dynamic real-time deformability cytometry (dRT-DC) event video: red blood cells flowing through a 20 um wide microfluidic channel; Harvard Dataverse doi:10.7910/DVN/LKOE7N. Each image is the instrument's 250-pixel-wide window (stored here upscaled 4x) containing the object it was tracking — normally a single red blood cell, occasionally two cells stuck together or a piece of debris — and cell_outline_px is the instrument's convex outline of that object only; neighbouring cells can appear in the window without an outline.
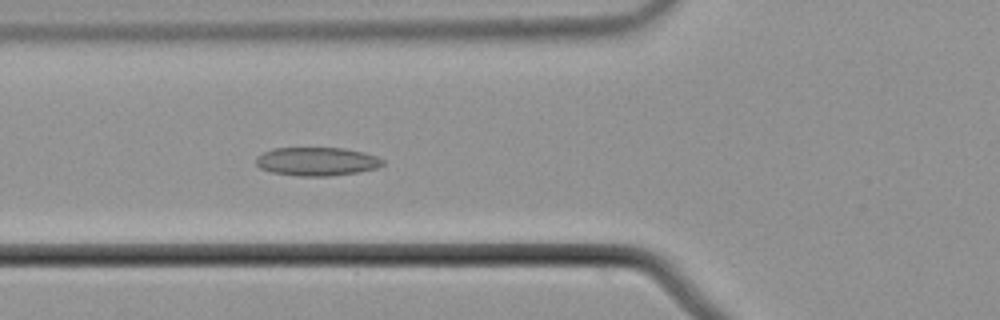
{"species": "common noctule bat (a hibernating species)", "species_latin": "Nyctalus noctula", "temperature_condition": "cold", "stored_images_in_passage": 43, "camera_frame_rate_fps": 3000, "um_per_image_px": 0.085, "animal": {"sex": "male", "body_mass_g": 21.5, "forearm_length_mm": 52.0}, "frame": {"image": 1, "passage_image": 8, "time_ms": 2.333, "image_size_px": [1000, 320], "cell_outline_px": [[384, 164], [376, 168], [356, 172], [328, 176], [300, 176], [272, 172], [260, 168], [256, 164], [256, 156], [272, 148], [344, 148], [364, 152], [376, 156], [384, 160]], "centroid_in_image_um": [26.92, 13.72], "position_along_channel_um": 98.9, "area_um2": 20.98}}
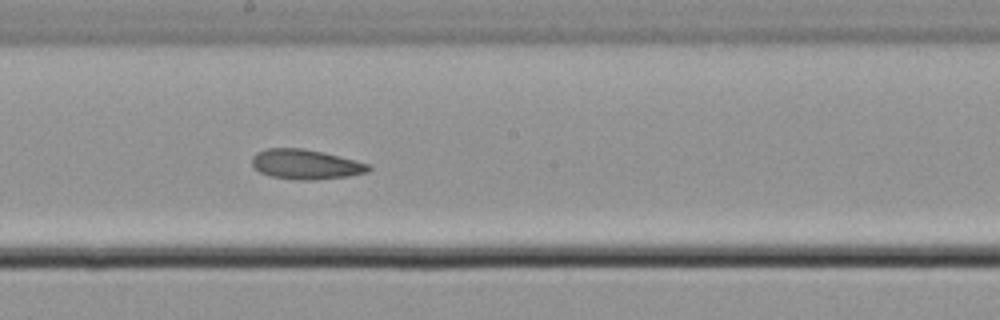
{"frame": {"image": 2, "passage_image": 18, "time_ms": 5.667, "image_size_px": [1000, 320], "cell_outline_px": [[372, 168], [368, 172], [348, 176], [316, 180], [300, 180], [272, 176], [260, 172], [252, 164], [252, 156], [256, 152], [268, 148], [300, 148], [324, 152], [368, 164]], "centroid_in_image_um": [25.98, 13.97], "position_along_channel_um": 222.2, "area_um2": 20.11}}
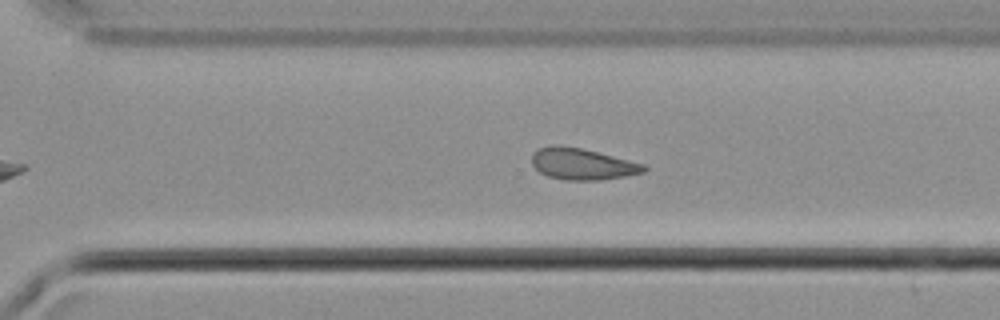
{"frame": {"image": 3, "passage_image": 26, "time_ms": 8.333, "image_size_px": [1000, 320], "cell_outline_px": [[648, 168], [644, 172], [624, 176], [600, 180], [568, 180], [548, 176], [540, 172], [532, 164], [532, 156], [540, 148], [556, 144], [580, 148], [644, 164]], "centroid_in_image_um": [49.49, 13.95], "position_along_channel_um": 321.1, "area_um2": 20.11}, "authors_computed_cell_mechanics": {"area_um2": 20.6346, "velocity_mm_per_s": 3.699, "shape_relaxation_time_tau1_ms": null, "shape_relaxation_time_tau2_ms": 6.0533, "deformation_change_tau1": null, "deformation_change_tau2": 0.0946}}